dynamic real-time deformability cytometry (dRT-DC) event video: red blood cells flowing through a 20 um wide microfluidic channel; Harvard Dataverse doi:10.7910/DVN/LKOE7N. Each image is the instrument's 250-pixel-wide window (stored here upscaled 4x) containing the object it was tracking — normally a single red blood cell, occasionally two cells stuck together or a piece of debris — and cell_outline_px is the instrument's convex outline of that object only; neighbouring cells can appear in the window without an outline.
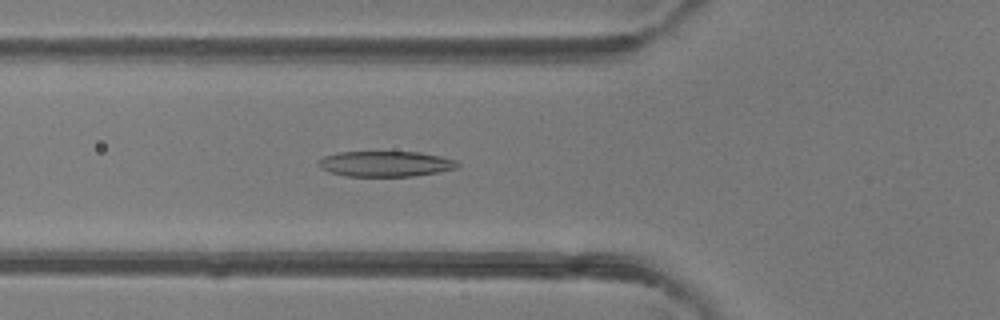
{"species": "common noctule bat (a hibernating species)", "species_latin": "Nyctalus noctula", "temperature_condition": "room temperature", "stored_images_in_passage": 49, "camera_frame_rate_fps": 3000, "um_per_image_px": 0.085, "animal": {"sex": "female"}, "frame": {"image": 1, "passage_image": 18, "time_ms": 5.667, "image_size_px": [1000, 320], "cell_outline_px": [[460, 164], [456, 168], [440, 172], [412, 176], [348, 176], [328, 172], [320, 168], [316, 164], [316, 160], [324, 156], [340, 152], [420, 152], [440, 156], [456, 160]], "centroid_in_image_um": [32.73, 13.92], "position_along_channel_um": 93.1, "area_um2": 20.81}}
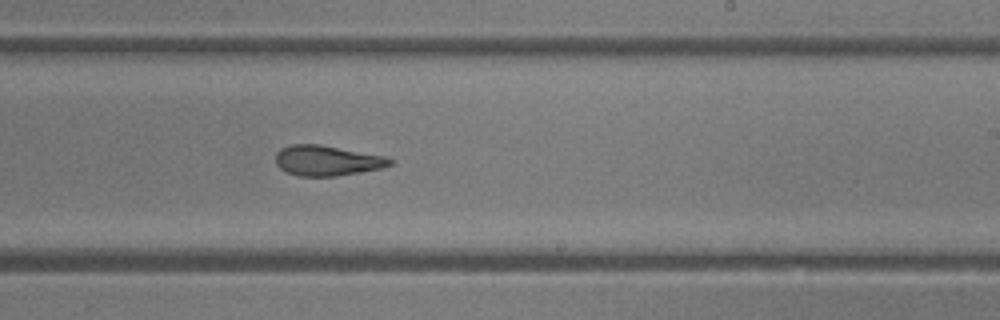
{"frame": {"image": 2, "passage_image": 30, "time_ms": 9.667, "image_size_px": [1000, 320], "cell_outline_px": [[392, 164], [384, 168], [336, 176], [300, 176], [288, 172], [280, 168], [276, 164], [276, 152], [280, 148], [292, 144], [320, 144], [384, 156], [392, 160]], "centroid_in_image_um": [27.79, 13.64], "position_along_channel_um": 261.2, "area_um2": 20.11}}
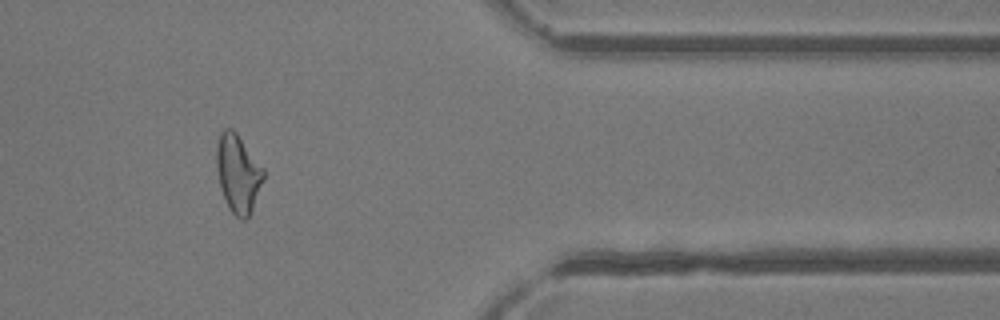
{"frame": {"image": 3, "passage_image": 41, "time_ms": 13.333, "image_size_px": [1000, 320], "cell_outline_px": [[264, 180], [248, 220], [240, 220], [228, 208], [220, 188], [216, 168], [216, 144], [220, 132], [224, 128], [232, 128], [236, 132], [264, 168]], "centroid_in_image_um": [20.23, 14.75], "position_along_channel_um": 391.2, "area_um2": 21.73}, "authors_computed_cell_mechanics": {"area_um2": 21.5594, "velocity_mm_per_s": 4.1898, "shape_relaxation_time_tau1_ms": 5.5051, "shape_relaxation_time_tau2_ms": 2.8795, "deformation_change_tau1": 0.1961, "deformation_change_tau2": 0.133}}